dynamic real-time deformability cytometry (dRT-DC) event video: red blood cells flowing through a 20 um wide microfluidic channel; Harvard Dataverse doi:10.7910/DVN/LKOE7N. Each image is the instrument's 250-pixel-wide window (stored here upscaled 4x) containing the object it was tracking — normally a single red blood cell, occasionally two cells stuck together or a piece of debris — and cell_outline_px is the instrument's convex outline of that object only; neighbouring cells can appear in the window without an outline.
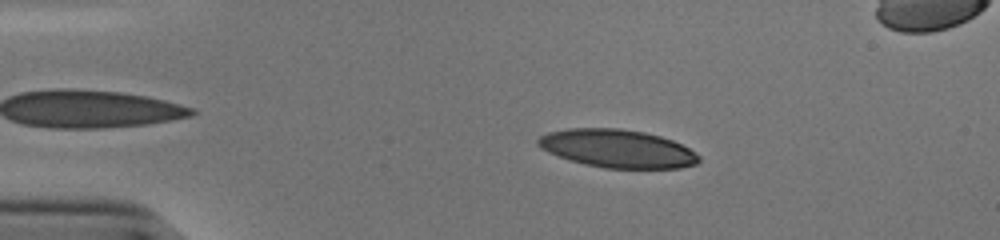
{"species": "human", "species_latin": "Homo sapiens", "temperature_condition": "cold", "stored_images_in_passage": 54, "camera_frame_rate_fps": 3000, "um_per_image_px": 0.085, "donor": {"sex": "male"}, "frame": {"image": 1, "passage_image": 10, "time_ms": 3.0, "image_size_px": [1000, 240], "cell_outline_px": [[700, 160], [696, 164], [680, 168], [604, 168], [584, 164], [568, 160], [548, 152], [540, 148], [536, 144], [536, 140], [540, 136], [548, 132], [568, 128], [620, 128], [644, 132], [660, 136], [672, 140], [688, 148], [700, 156]], "centroid_in_image_um": [52.44, 12.63], "position_along_channel_um": 32.6, "area_um2": 35.84}}
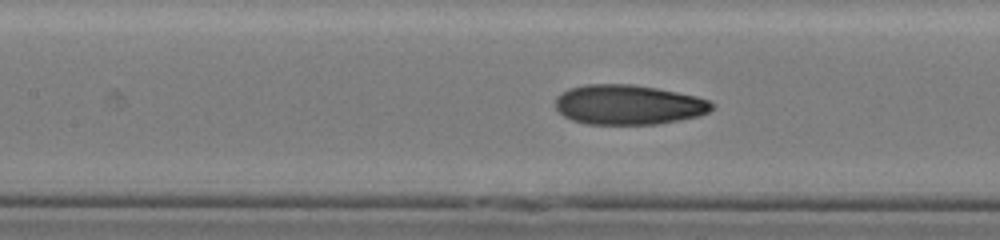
{"frame": {"image": 2, "passage_image": 24, "time_ms": 7.667, "image_size_px": [1000, 240], "cell_outline_px": [[716, 104], [708, 112], [700, 116], [656, 124], [588, 124], [572, 120], [564, 116], [556, 108], [556, 96], [568, 88], [588, 84], [632, 84], [656, 88], [696, 96], [708, 100]], "centroid_in_image_um": [53.41, 8.9], "position_along_channel_um": 154.0, "area_um2": 36.3}}
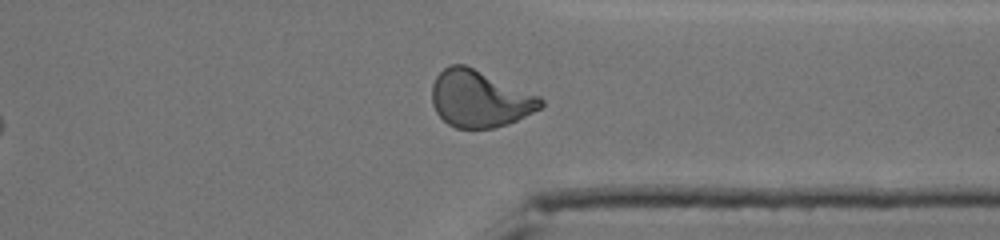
{"frame": {"image": 3, "passage_image": 41, "time_ms": 13.333, "image_size_px": [1000, 240], "cell_outline_px": [[544, 104], [540, 108], [508, 124], [496, 128], [456, 128], [448, 124], [436, 112], [432, 104], [432, 84], [436, 76], [444, 68], [452, 64], [464, 64], [540, 96], [544, 100]], "centroid_in_image_um": [40.76, 8.4], "position_along_channel_um": 370.6, "area_um2": 35.84}, "authors_computed_cell_mechanics": {"area_um2": 35.7204, "velocity_mm_per_s": 3.8409, "shape_relaxation_time_tau1_ms": null, "shape_relaxation_time_tau2_ms": 1.6004, "deformation_change_tau1": null, "deformation_change_tau2": 0.0777}}